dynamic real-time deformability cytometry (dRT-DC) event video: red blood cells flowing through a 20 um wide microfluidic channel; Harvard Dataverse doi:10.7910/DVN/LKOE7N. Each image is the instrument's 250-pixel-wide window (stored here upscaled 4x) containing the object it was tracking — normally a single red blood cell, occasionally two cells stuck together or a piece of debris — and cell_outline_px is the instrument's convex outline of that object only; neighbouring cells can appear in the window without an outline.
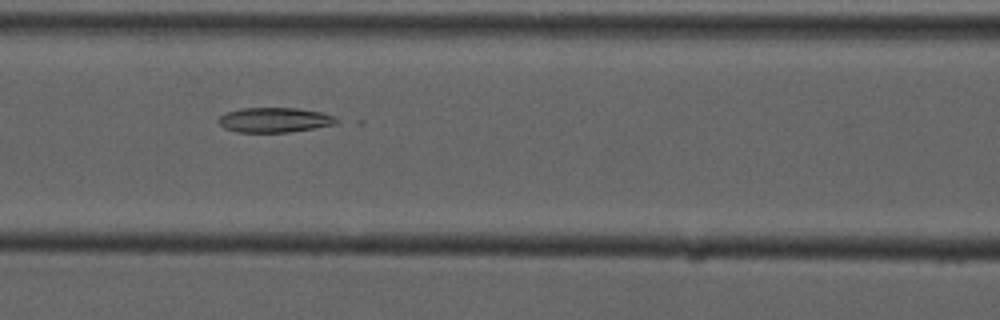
{"species": "common noctule bat (a hibernating species)", "species_latin": "Nyctalus noctula", "temperature_condition": "cold", "stored_images_in_passage": 10, "camera_frame_rate_fps": 3000, "um_per_image_px": 0.085, "animal": {"sex": "male", "forearm_length_mm": 52.5}, "frame": {"image": 1, "passage_image": 7, "time_ms": 8.0, "image_size_px": [1000, 320], "cell_outline_px": [[340, 120], [336, 124], [288, 132], [240, 132], [224, 128], [216, 120], [224, 112], [240, 108], [296, 108], [320, 112], [332, 116]], "centroid_in_image_um": [23.28, 10.19], "position_along_channel_um": 143.3, "area_um2": 16.99}}
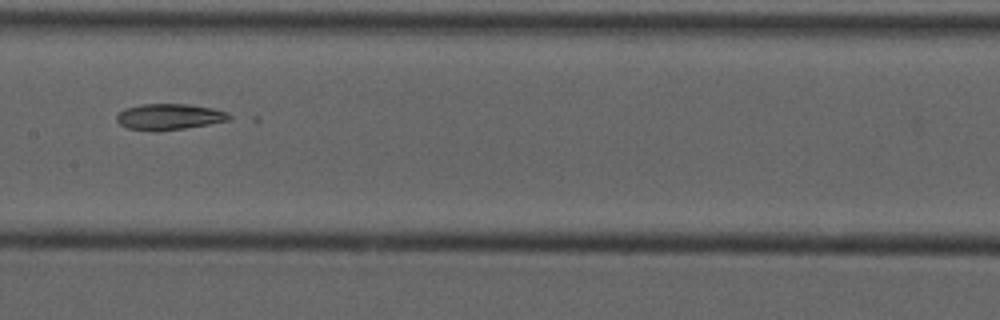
{"frame": {"image": 2, "passage_image": 8, "time_ms": 9.333, "image_size_px": [1000, 320], "cell_outline_px": [[236, 116], [228, 120], [208, 124], [184, 128], [156, 132], [128, 128], [120, 124], [116, 120], [116, 116], [124, 108], [140, 104], [188, 104], [212, 108], [228, 112]], "centroid_in_image_um": [14.39, 9.92], "position_along_channel_um": 193.0, "area_um2": 17.22}}
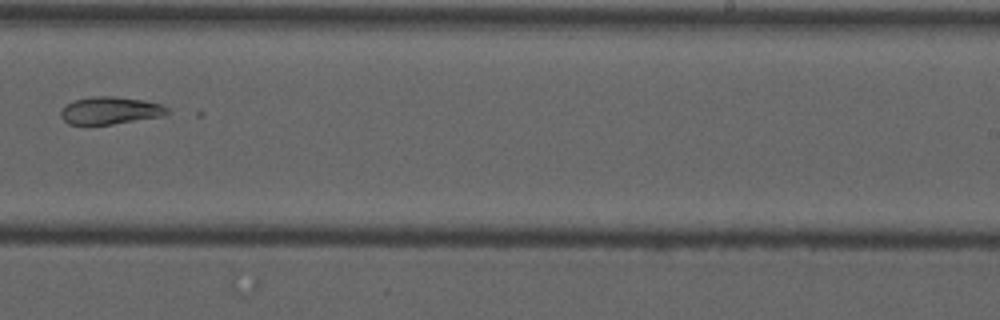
{"frame": {"image": 3, "passage_image": 10, "time_ms": 11.667, "image_size_px": [1000, 320], "cell_outline_px": [[168, 112], [164, 116], [112, 124], [68, 124], [60, 116], [60, 112], [72, 100], [96, 96], [112, 96], [144, 100], [160, 104], [168, 108]], "centroid_in_image_um": [9.37, 9.39], "position_along_channel_um": 279.6, "area_um2": 16.88}}